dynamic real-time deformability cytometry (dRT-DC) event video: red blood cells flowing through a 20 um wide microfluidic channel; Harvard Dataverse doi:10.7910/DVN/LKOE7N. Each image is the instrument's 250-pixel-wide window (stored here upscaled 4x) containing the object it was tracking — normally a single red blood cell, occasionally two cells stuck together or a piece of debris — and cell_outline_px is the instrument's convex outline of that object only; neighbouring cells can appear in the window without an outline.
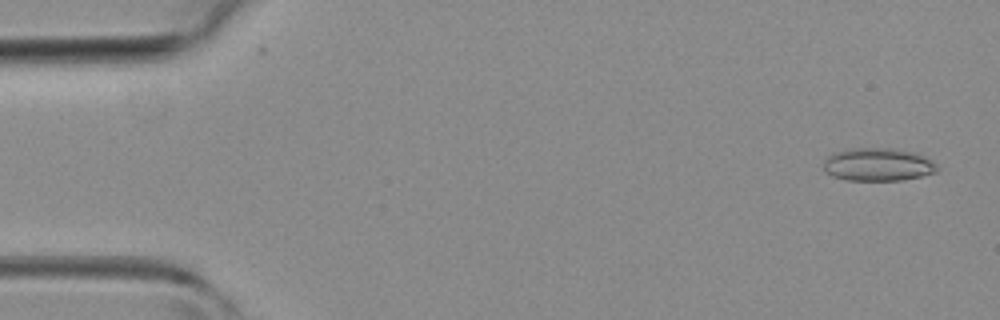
{"species": "common noctule bat (a hibernating species)", "species_latin": "Nyctalus noctula", "temperature_condition": "room temperature", "stored_images_in_passage": 11, "camera_frame_rate_fps": 3000, "um_per_image_px": 0.085, "animal": {"sex": "female", "body_mass_g": 19.3, "forearm_length_mm": 54.1}, "frame": {"image": 1, "passage_image": 1, "time_ms": 0.0, "image_size_px": [1000, 320], "cell_outline_px": [[940, 168], [936, 172], [904, 180], [844, 180], [832, 176], [824, 168], [824, 160], [832, 152], [852, 148], [896, 148], [912, 152], [924, 156], [936, 164]], "centroid_in_image_um": [74.62, 13.98], "position_along_channel_um": 10.4, "area_um2": 21.91}}